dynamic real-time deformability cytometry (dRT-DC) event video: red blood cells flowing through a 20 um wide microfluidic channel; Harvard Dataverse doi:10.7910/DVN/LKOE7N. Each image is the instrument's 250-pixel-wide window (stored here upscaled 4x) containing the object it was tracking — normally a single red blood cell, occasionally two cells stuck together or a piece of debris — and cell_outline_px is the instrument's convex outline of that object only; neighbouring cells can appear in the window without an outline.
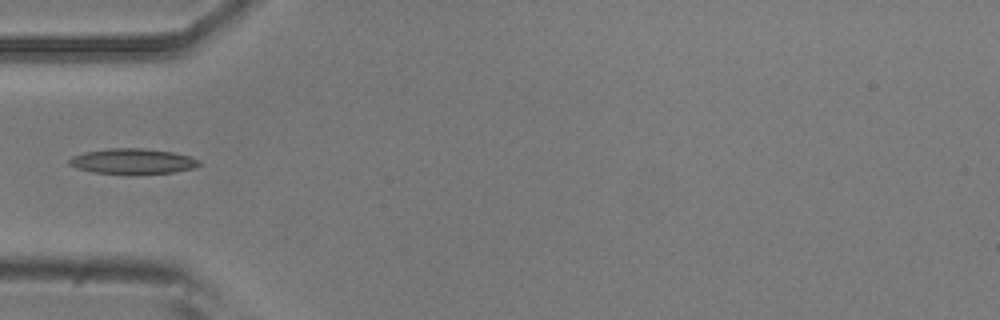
{"species": "common noctule bat (a hibernating species)", "species_latin": "Nyctalus noctula", "temperature_condition": "room temperature", "stored_images_in_passage": 5, "camera_frame_rate_fps": 3000, "um_per_image_px": 0.085, "animal": {"sex": "male", "body_mass_g": 20.5, "forearm_length_mm": 52.5}, "frame": {"image": 1, "passage_image": 4, "time_ms": 1.0, "image_size_px": [1000, 320], "cell_outline_px": [[200, 164], [192, 168], [172, 172], [92, 172], [76, 168], [68, 164], [68, 160], [72, 156], [84, 152], [108, 148], [144, 148], [172, 152], [188, 156], [200, 160]], "centroid_in_image_um": [11.22, 13.67], "position_along_channel_um": 73.8, "area_um2": 18.55}}
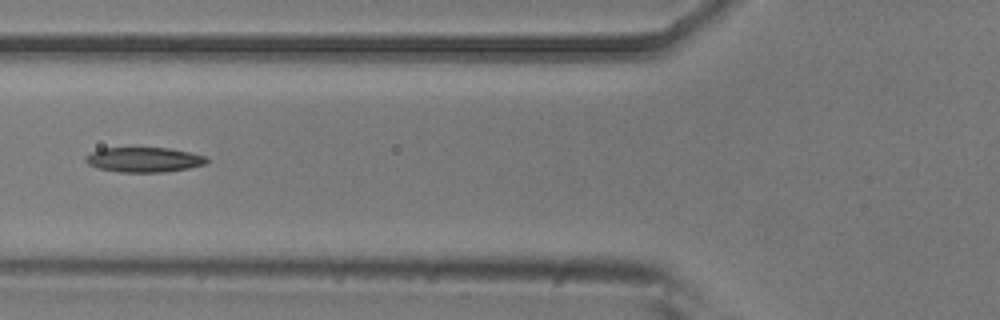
{"frame": {"image": 2, "passage_image": 5, "time_ms": 1.333, "image_size_px": [1000, 320], "cell_outline_px": [[208, 160], [204, 164], [188, 168], [164, 172], [120, 172], [96, 168], [88, 164], [84, 160], [84, 156], [100, 148], [168, 148], [188, 152], [204, 156]], "centroid_in_image_um": [12.16, 13.58], "position_along_channel_um": 113.6, "area_um2": 17.46}}